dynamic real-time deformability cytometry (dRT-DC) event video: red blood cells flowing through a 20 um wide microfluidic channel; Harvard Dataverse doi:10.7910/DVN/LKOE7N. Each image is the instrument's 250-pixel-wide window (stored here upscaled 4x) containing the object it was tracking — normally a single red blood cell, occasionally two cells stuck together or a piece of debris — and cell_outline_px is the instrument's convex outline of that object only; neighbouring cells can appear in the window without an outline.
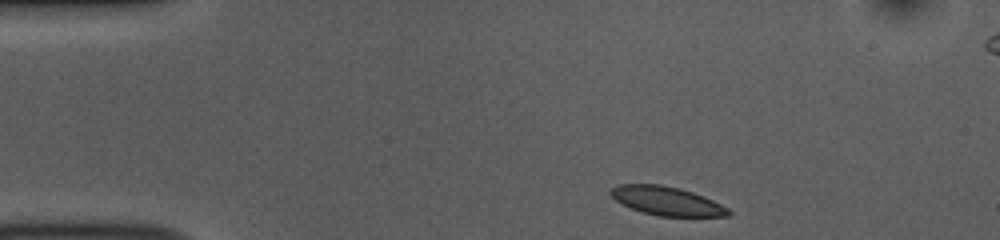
{"species": "common noctule bat (a hibernating species)", "species_latin": "Nyctalus noctula", "temperature_condition": "room temperature", "stored_images_in_passage": 45, "segment_of_instrument_passage": [1, 2], "camera_frame_rate_fps": 3000, "um_per_image_px": 0.085, "animal": {"sex": "female", "body_mass_g": 10.0, "forearm_length_mm": 53.1}, "frame": {"image": 1, "passage_image": 1, "time_ms": 0.0, "image_size_px": [1000, 240], "cell_outline_px": [[732, 216], [660, 216], [644, 212], [632, 208], [616, 200], [608, 192], [616, 184], [660, 184], [680, 188], [704, 196], [728, 208], [732, 212]], "centroid_in_image_um": [56.69, 17.07], "position_along_channel_um": 28.3, "area_um2": 19.59}}
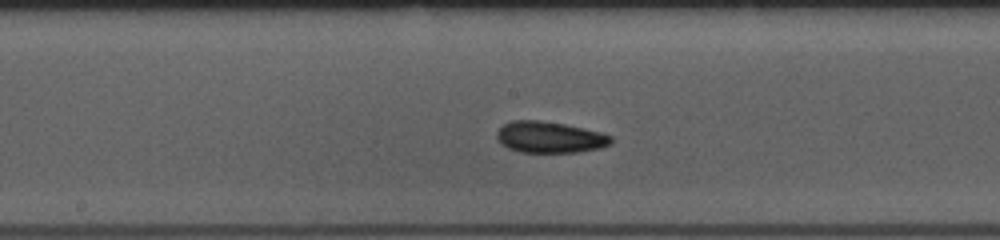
{"frame": {"image": 2, "passage_image": 19, "time_ms": 6.0, "image_size_px": [1000, 240], "cell_outline_px": [[612, 144], [600, 148], [576, 152], [520, 152], [508, 148], [500, 144], [496, 140], [496, 132], [504, 124], [512, 120], [540, 120], [564, 124], [584, 128], [600, 132], [612, 136]], "centroid_in_image_um": [46.7, 11.66], "position_along_channel_um": 201.5, "area_um2": 20.98}}
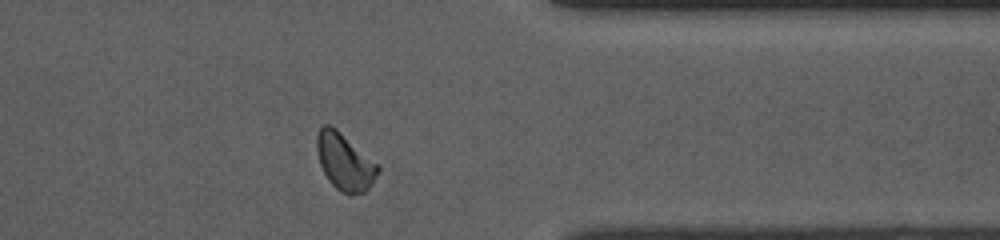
{"frame": {"image": 3, "passage_image": 34, "time_ms": 11.0, "image_size_px": [1000, 240], "cell_outline_px": [[380, 168], [372, 184], [364, 192], [348, 196], [336, 188], [328, 180], [320, 164], [316, 148], [316, 136], [320, 128], [324, 124], [328, 124], [336, 128], [380, 164]], "centroid_in_image_um": [29.32, 13.75], "position_along_channel_um": 382.1, "area_um2": 20.46}}